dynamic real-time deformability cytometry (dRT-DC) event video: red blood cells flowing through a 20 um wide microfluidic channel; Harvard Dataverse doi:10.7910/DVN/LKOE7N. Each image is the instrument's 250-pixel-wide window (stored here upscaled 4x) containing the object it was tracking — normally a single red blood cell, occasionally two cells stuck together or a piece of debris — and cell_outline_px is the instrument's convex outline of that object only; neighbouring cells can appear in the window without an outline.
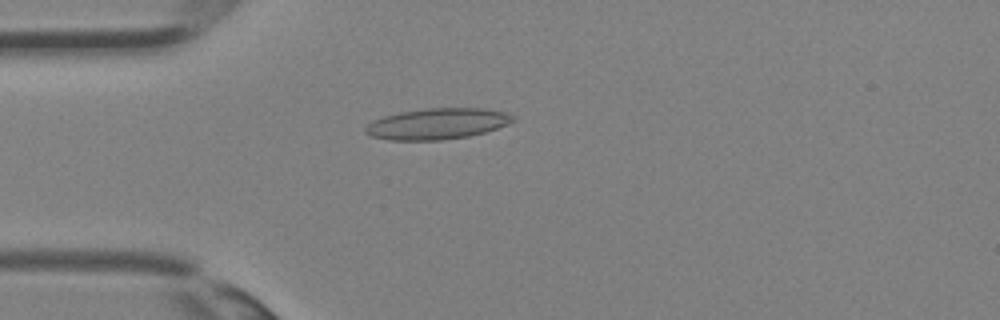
{"species": "Egyptian fruit bat (a non-hibernating species)", "species_latin": "Rousettus aegyptiacus", "temperature_condition": "room temperature", "stored_images_in_passage": 29, "camera_frame_rate_fps": 3000, "um_per_image_px": 0.085, "animal": {"sex": "female"}, "frame": {"image": 1, "passage_image": 3, "time_ms": 0.667, "image_size_px": [1000, 320], "cell_outline_px": [[516, 120], [508, 124], [484, 132], [468, 136], [440, 140], [388, 140], [372, 136], [364, 132], [364, 128], [372, 120], [384, 116], [400, 112], [424, 108], [484, 108], [504, 112], [516, 116]], "centroid_in_image_um": [37.16, 10.51], "position_along_channel_um": 47.8, "area_um2": 26.7}}
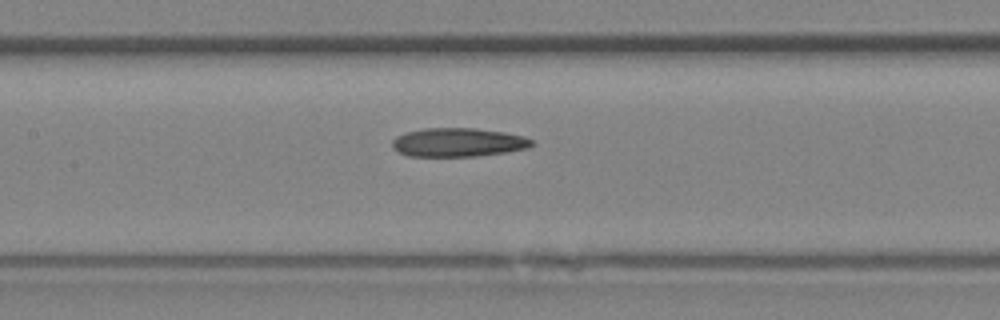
{"frame": {"image": 2, "passage_image": 10, "time_ms": 3.0, "image_size_px": [1000, 320], "cell_outline_px": [[536, 144], [528, 148], [508, 152], [476, 156], [408, 156], [396, 152], [392, 148], [392, 140], [396, 136], [408, 132], [424, 128], [472, 128], [504, 132], [524, 136], [532, 140]], "centroid_in_image_um": [38.94, 12.11], "position_along_channel_um": 168.5, "area_um2": 23.52}}
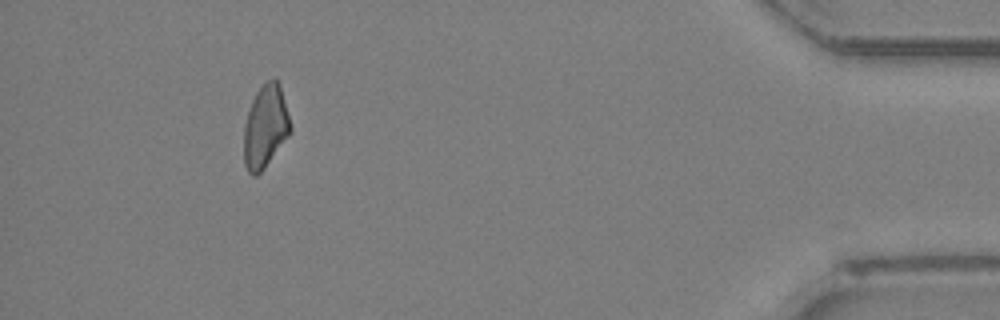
{"frame": {"image": 3, "passage_image": 26, "time_ms": 8.333, "image_size_px": [1000, 320], "cell_outline_px": [[292, 132], [264, 168], [256, 176], [252, 176], [248, 172], [244, 164], [244, 124], [252, 100], [256, 92], [268, 80], [276, 76], [280, 84], [292, 128]], "centroid_in_image_um": [22.56, 10.76], "position_along_channel_um": 412.6, "area_um2": 22.54}}